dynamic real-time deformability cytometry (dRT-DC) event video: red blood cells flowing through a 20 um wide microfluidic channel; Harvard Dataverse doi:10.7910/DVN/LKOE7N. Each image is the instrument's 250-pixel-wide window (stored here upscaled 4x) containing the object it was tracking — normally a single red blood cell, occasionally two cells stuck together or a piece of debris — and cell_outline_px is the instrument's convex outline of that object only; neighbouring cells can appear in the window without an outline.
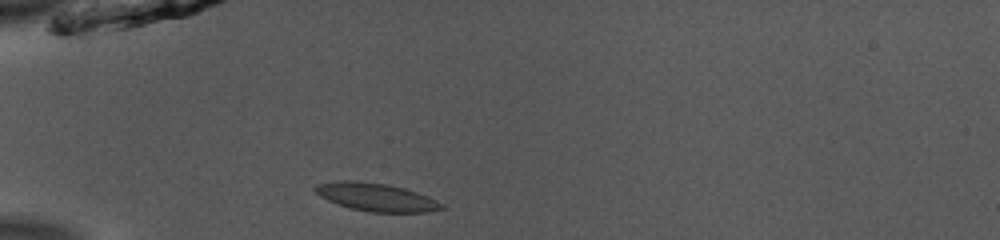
{"species": "common noctule bat (a hibernating species)", "species_latin": "Nyctalus noctula", "temperature_condition": "room temperature", "stored_images_in_passage": 37, "camera_frame_rate_fps": 3000, "um_per_image_px": 0.085, "animal": {"sex": "male", "body_mass_g": 13.0, "forearm_length_mm": 53.1}, "frame": {"image": 1, "passage_image": 1, "time_ms": 0.0, "image_size_px": [1000, 240], "cell_outline_px": [[448, 208], [428, 212], [372, 212], [352, 208], [328, 200], [320, 196], [312, 188], [316, 184], [340, 180], [356, 180], [384, 184], [404, 188], [428, 196], [444, 204]], "centroid_in_image_um": [32.0, 16.75], "position_along_channel_um": 53.0, "area_um2": 20.58}}
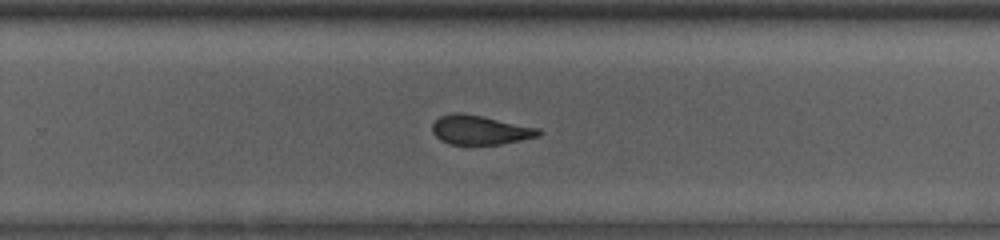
{"frame": {"image": 2, "passage_image": 20, "time_ms": 6.333, "image_size_px": [1000, 240], "cell_outline_px": [[544, 132], [540, 136], [500, 144], [448, 144], [440, 140], [432, 132], [432, 124], [440, 116], [452, 112], [460, 112], [540, 128]], "centroid_in_image_um": [40.8, 11.05], "position_along_channel_um": 289.0, "area_um2": 18.09}}
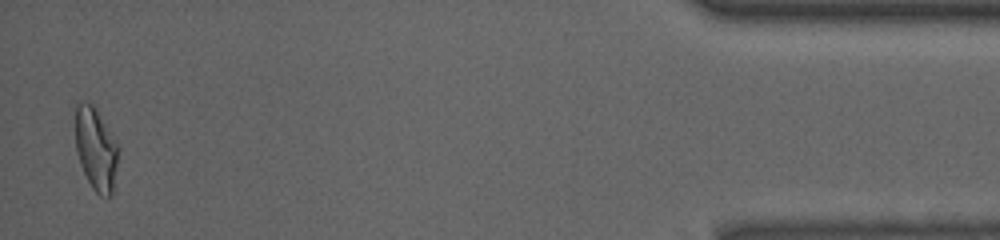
{"frame": {"image": 3, "passage_image": 36, "time_ms": 11.667, "image_size_px": [1000, 240], "cell_outline_px": [[120, 148], [112, 196], [108, 200], [100, 196], [92, 188], [80, 164], [76, 152], [76, 104], [92, 104], [96, 108], [120, 144]], "centroid_in_image_um": [8.21, 12.72], "position_along_channel_um": 427.0, "area_um2": 21.1}, "authors_computed_cell_mechanics": {"area_um2": 19.5942, "velocity_mm_per_s": 3.9371, "shape_relaxation_time_tau1_ms": null, "shape_relaxation_time_tau2_ms": 1.6282, "deformation_change_tau1": null, "deformation_change_tau2": 0.0813}}